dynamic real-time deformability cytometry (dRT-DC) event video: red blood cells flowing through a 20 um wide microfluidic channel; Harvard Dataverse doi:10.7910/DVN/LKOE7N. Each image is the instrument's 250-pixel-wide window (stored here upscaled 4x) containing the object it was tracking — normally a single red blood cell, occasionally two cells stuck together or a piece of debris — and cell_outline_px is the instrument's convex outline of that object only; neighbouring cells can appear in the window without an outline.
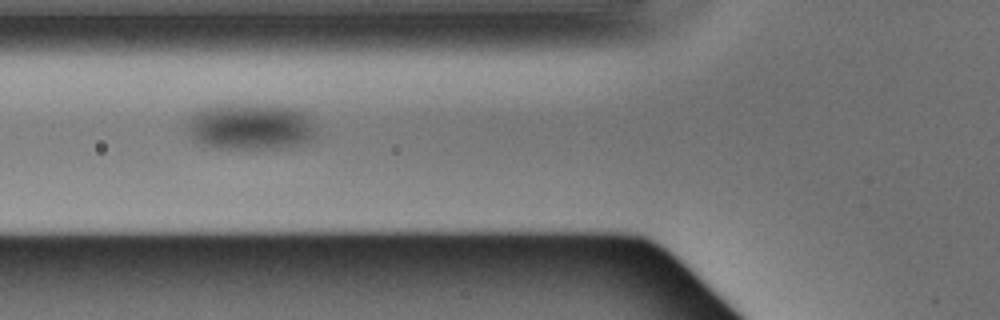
{"species": "Egyptian fruit bat (a non-hibernating species)", "species_latin": "Rousettus aegyptiacus", "temperature_condition": "warm", "stored_images_in_passage": 2, "camera_frame_rate_fps": 3000, "um_per_image_px": 0.085, "animal": {"sex": "male"}, "frame": {"image": 1, "passage_image": 2, "time_ms": 0.333, "image_size_px": [1000, 320], "cell_outline_px": [[312, 136], [308, 140], [300, 144], [280, 148], [216, 148], [204, 144], [196, 140], [188, 132], [188, 128], [192, 120], [196, 116], [204, 112], [220, 108], [272, 108], [296, 112], [304, 120]], "centroid_in_image_um": [21.2, 10.91], "position_along_channel_um": 104.6, "area_um2": 30.4}}